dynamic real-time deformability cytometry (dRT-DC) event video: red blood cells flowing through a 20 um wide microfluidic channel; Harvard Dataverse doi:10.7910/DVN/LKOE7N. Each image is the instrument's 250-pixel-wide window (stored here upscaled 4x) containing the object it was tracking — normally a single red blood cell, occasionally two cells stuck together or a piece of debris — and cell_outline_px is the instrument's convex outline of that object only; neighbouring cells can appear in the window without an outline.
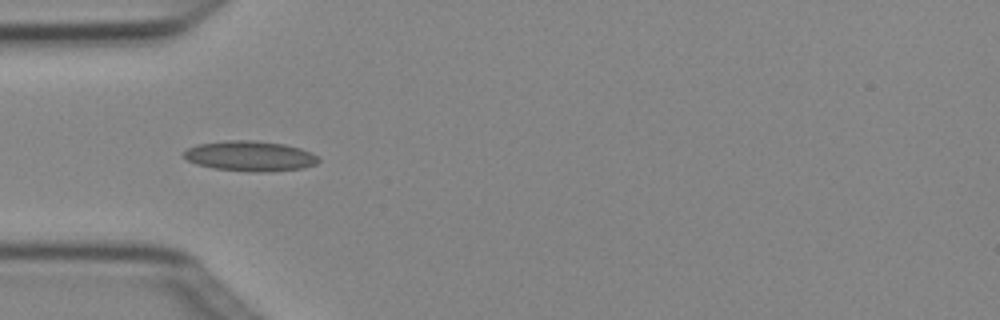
{"species": "Egyptian fruit bat (a non-hibernating species)", "species_latin": "Rousettus aegyptiacus", "temperature_condition": "cold", "stored_images_in_passage": 8, "camera_frame_rate_fps": 3000, "um_per_image_px": 0.085, "animal": {"sex": "female"}, "frame": {"image": 1, "passage_image": 5, "time_ms": 1.333, "image_size_px": [1000, 320], "cell_outline_px": [[320, 160], [316, 164], [304, 168], [268, 172], [252, 172], [212, 168], [196, 164], [180, 156], [188, 148], [196, 144], [224, 140], [256, 140], [284, 144], [300, 148], [312, 152]], "centroid_in_image_um": [21.23, 13.26], "position_along_channel_um": 63.8, "area_um2": 24.04}}
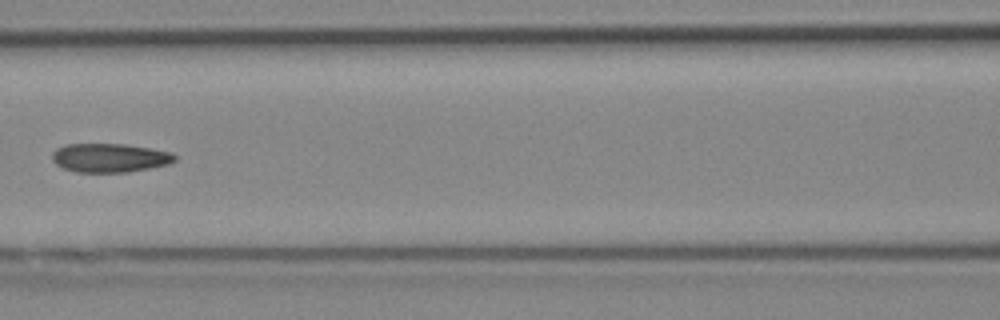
{"frame": {"image": 2, "passage_image": 7, "time_ms": 2.0, "image_size_px": [1000, 320], "cell_outline_px": [[176, 160], [168, 164], [128, 172], [76, 172], [64, 168], [56, 164], [52, 160], [52, 152], [56, 148], [64, 144], [124, 144], [172, 152], [176, 156]], "centroid_in_image_um": [9.3, 13.41], "position_along_channel_um": 157.3, "area_um2": 20.58}}
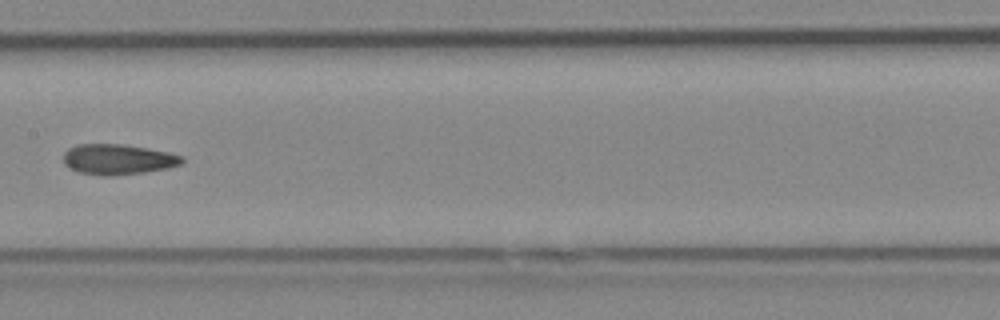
{"frame": {"image": 3, "passage_image": 8, "time_ms": 2.333, "image_size_px": [1000, 320], "cell_outline_px": [[184, 160], [180, 164], [168, 168], [144, 172], [112, 176], [104, 176], [80, 172], [64, 164], [64, 152], [68, 148], [76, 144], [120, 144], [148, 148], [168, 152], [184, 156]], "centroid_in_image_um": [10.03, 13.54], "position_along_channel_um": 197.4, "area_um2": 20.98}}